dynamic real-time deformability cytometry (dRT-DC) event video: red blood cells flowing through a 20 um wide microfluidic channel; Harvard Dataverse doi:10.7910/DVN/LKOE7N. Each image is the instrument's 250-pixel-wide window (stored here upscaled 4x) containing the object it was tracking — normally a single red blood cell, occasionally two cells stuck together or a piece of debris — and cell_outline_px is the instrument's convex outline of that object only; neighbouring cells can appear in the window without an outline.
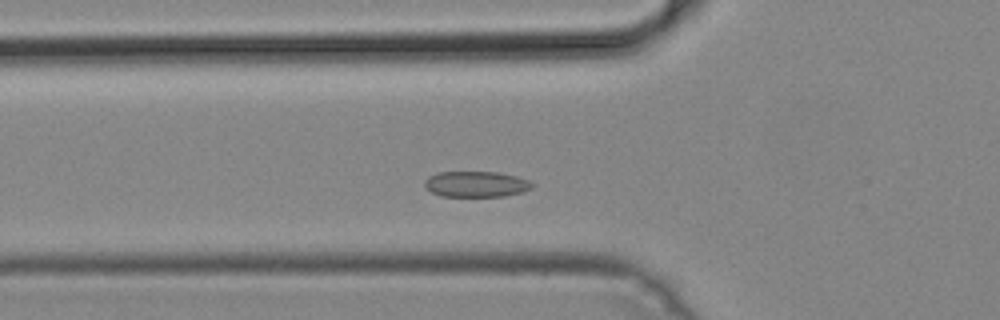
{"species": "common noctule bat (a hibernating species)", "species_latin": "Nyctalus noctula", "temperature_condition": "cold", "stored_images_in_passage": 45, "segment_of_instrument_passage": [1, 2], "camera_frame_rate_fps": 3000, "um_per_image_px": 0.085, "animal": {"sex": "male", "body_mass_g": 19.2, "forearm_length_mm": 51.8}, "frame": {"image": 1, "passage_image": 11, "time_ms": 3.333, "image_size_px": [1000, 320], "cell_outline_px": [[532, 188], [520, 192], [504, 196], [440, 196], [424, 188], [424, 180], [428, 176], [436, 172], [500, 172], [516, 176], [528, 180], [532, 184]], "centroid_in_image_um": [40.41, 15.64], "position_along_channel_um": 85.4, "area_um2": 16.18}}
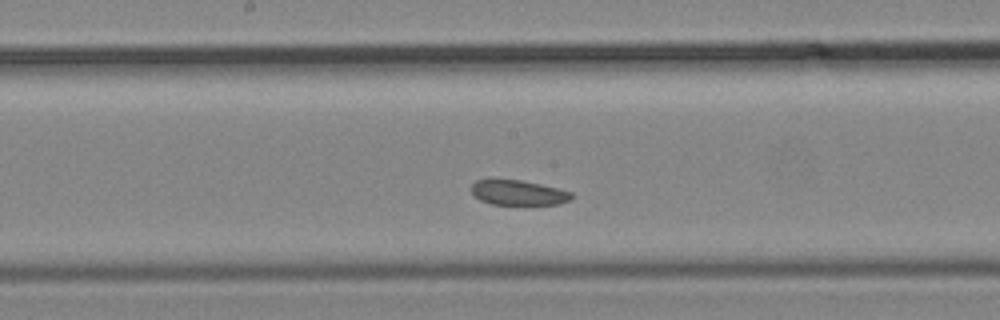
{"frame": {"image": 2, "passage_image": 20, "time_ms": 6.333, "image_size_px": [1000, 320], "cell_outline_px": [[572, 200], [560, 204], [492, 204], [480, 200], [472, 192], [472, 184], [476, 180], [520, 180], [540, 184], [572, 192]], "centroid_in_image_um": [44.08, 16.38], "position_along_channel_um": 204.1, "area_um2": 14.33}}
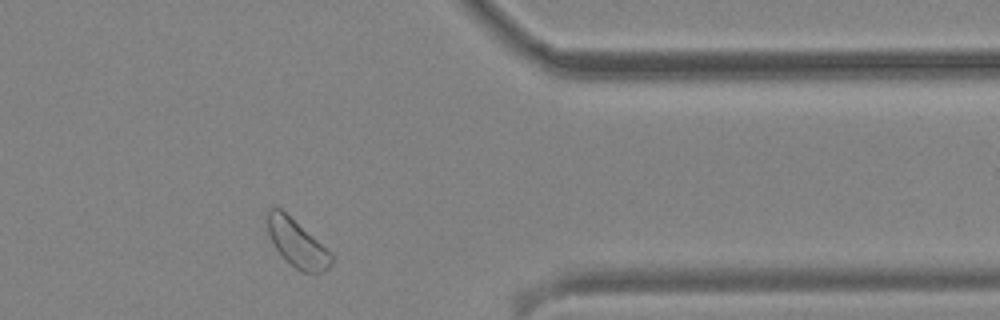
{"frame": {"image": 3, "passage_image": 35, "time_ms": 11.333, "image_size_px": [1000, 320], "cell_outline_px": [[332, 264], [324, 272], [300, 272], [284, 260], [280, 256], [268, 232], [264, 216], [272, 208], [280, 208], [332, 252]], "centroid_in_image_um": [25.23, 20.69], "position_along_channel_um": 386.2, "area_um2": 17.8}}